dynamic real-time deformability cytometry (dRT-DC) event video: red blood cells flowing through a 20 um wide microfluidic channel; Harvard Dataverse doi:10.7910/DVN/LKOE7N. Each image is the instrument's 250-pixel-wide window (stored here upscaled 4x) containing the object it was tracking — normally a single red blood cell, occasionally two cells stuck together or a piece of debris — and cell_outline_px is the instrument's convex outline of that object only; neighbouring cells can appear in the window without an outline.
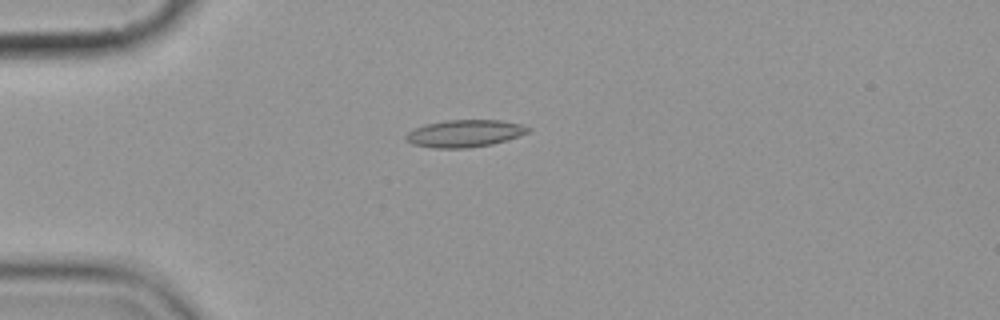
{"species": "common noctule bat (a hibernating species)", "species_latin": "Nyctalus noctula", "temperature_condition": "cold", "stored_images_in_passage": 5, "camera_frame_rate_fps": 3000, "um_per_image_px": 0.085, "animal": {"sex": "female", "body_mass_g": 19.9}, "frame": {"image": 1, "passage_image": 5, "time_ms": 4.667, "image_size_px": [1000, 320], "cell_outline_px": [[532, 132], [492, 144], [468, 148], [436, 148], [412, 144], [404, 140], [404, 136], [408, 132], [424, 124], [444, 120], [500, 120], [520, 124], [532, 128]], "centroid_in_image_um": [39.5, 11.34], "position_along_channel_um": 45.5, "area_um2": 19.54}}